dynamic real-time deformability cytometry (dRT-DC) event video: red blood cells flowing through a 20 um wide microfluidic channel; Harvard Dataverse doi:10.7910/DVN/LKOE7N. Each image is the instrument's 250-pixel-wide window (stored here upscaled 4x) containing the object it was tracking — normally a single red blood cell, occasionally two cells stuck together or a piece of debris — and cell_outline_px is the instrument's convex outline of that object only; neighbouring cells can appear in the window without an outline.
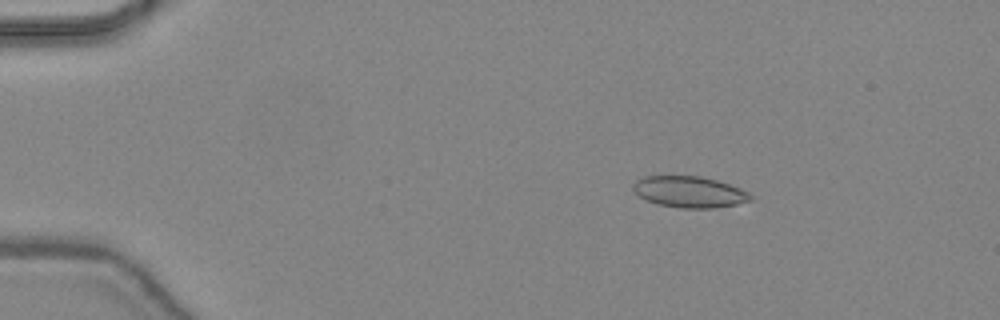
{"species": "common noctule bat (a hibernating species)", "species_latin": "Nyctalus noctula", "temperature_condition": "warm", "stored_images_in_passage": 44, "camera_frame_rate_fps": 3000, "um_per_image_px": 0.085, "animal": {"sex": "female", "body_mass_g": 24.6, "forearm_length_mm": 56.2}, "frame": {"image": 1, "passage_image": 5, "time_ms": 1.333, "image_size_px": [1000, 320], "cell_outline_px": [[752, 200], [736, 204], [716, 208], [680, 208], [656, 204], [640, 196], [632, 188], [632, 184], [636, 180], [644, 176], [700, 176], [716, 180], [740, 188], [748, 192], [752, 196]], "centroid_in_image_um": [58.59, 16.31], "position_along_channel_um": 26.4, "area_um2": 21.33}}
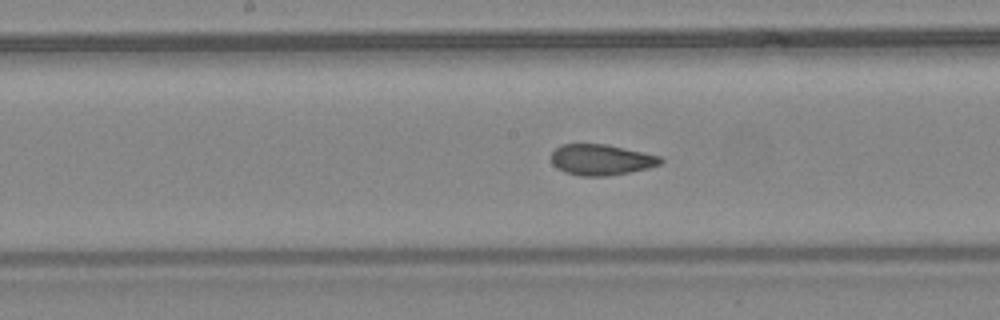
{"frame": {"image": 2, "passage_image": 22, "time_ms": 7.0, "image_size_px": [1000, 320], "cell_outline_px": [[664, 160], [660, 164], [648, 168], [608, 176], [580, 176], [564, 172], [556, 168], [552, 164], [552, 152], [560, 144], [608, 144], [660, 156]], "centroid_in_image_um": [51.08, 13.58], "position_along_channel_um": 197.1, "area_um2": 19.71}}
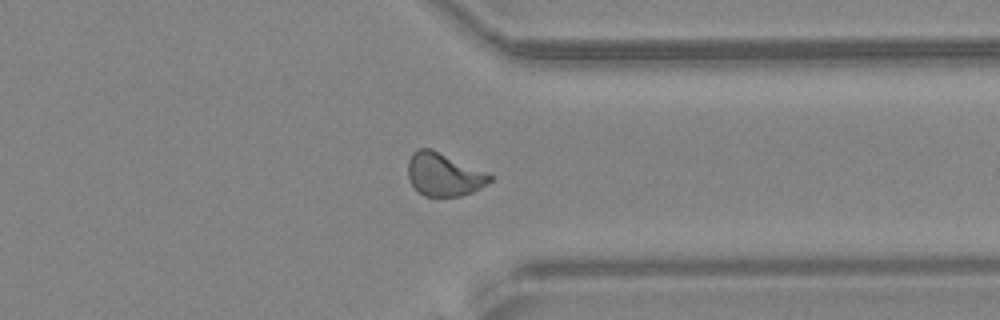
{"frame": {"image": 3, "passage_image": 34, "time_ms": 11.0, "image_size_px": [1000, 320], "cell_outline_px": [[492, 180], [488, 184], [472, 192], [460, 196], [424, 196], [412, 184], [408, 176], [408, 160], [412, 152], [416, 148], [432, 148], [484, 172], [492, 176]], "centroid_in_image_um": [37.69, 14.82], "position_along_channel_um": 373.7, "area_um2": 20.35}, "authors_computed_cell_mechanics": {"area_um2": 20.2878, "velocity_mm_per_s": 4.4682, "shape_relaxation_time_tau1_ms": null, "shape_relaxation_time_tau2_ms": 0.9987, "deformation_change_tau1": null, "deformation_change_tau2": 0.0636}}